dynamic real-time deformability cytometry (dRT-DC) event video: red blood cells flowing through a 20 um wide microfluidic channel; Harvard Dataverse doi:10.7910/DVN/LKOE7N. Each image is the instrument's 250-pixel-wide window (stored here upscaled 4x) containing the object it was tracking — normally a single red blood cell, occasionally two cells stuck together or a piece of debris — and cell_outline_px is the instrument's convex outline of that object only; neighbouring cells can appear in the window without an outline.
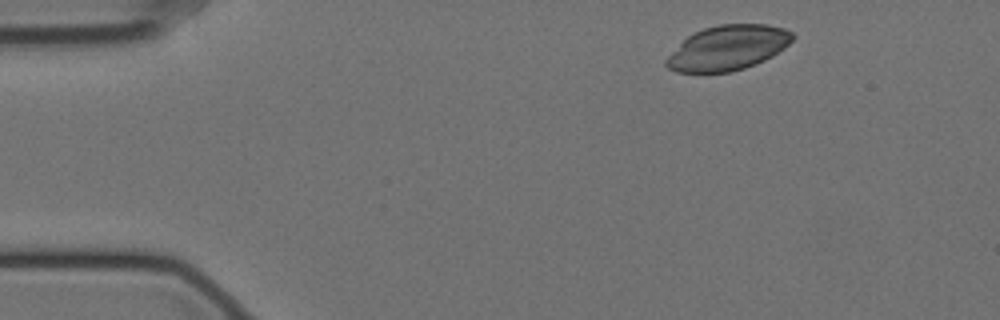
{"species": "Egyptian fruit bat (a non-hibernating species)", "species_latin": "Rousettus aegyptiacus", "temperature_condition": "cold", "stored_images_in_passage": 10, "camera_frame_rate_fps": 3000, "um_per_image_px": 0.085, "animal": {"sex": "female"}, "frame": {"image": 1, "passage_image": 1, "time_ms": 0.0, "image_size_px": [1000, 320], "cell_outline_px": [[796, 36], [784, 48], [772, 56], [756, 64], [732, 72], [676, 72], [668, 68], [664, 64], [664, 60], [688, 36], [704, 28], [720, 24], [764, 24], [784, 28], [792, 32]], "centroid_in_image_um": [61.88, 4.07], "position_along_channel_um": 23.1, "area_um2": 32.83}}